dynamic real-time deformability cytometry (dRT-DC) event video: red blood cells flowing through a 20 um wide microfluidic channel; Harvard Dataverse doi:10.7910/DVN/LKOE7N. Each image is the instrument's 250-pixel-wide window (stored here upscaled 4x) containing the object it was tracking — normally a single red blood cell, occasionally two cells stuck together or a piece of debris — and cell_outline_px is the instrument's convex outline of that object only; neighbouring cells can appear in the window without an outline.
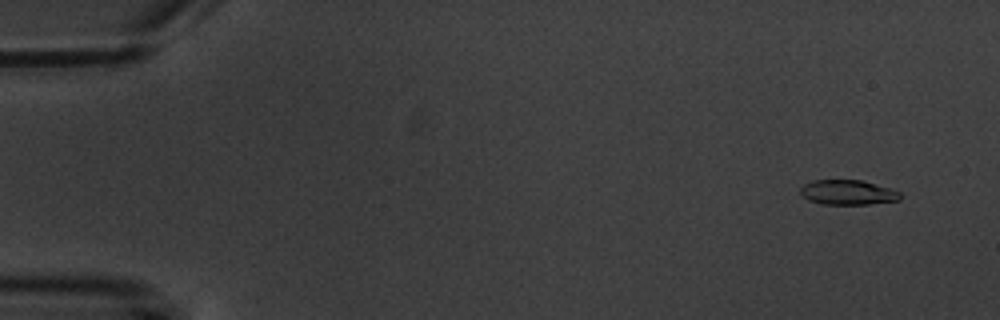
{"species": "common noctule bat (a hibernating species)", "species_latin": "Nyctalus noctula", "temperature_condition": "warm", "stored_images_in_passage": 6, "camera_frame_rate_fps": 3000, "um_per_image_px": 0.085, "animal": {"sex": "male", "body_mass_g": 20.1, "forearm_length_mm": 53.5}, "frame": {"image": 1, "passage_image": 2, "time_ms": 1.0, "image_size_px": [1000, 320], "cell_outline_px": [[900, 200], [868, 204], [820, 204], [808, 200], [800, 192], [800, 188], [804, 184], [812, 180], [860, 180], [888, 188], [900, 192]], "centroid_in_image_um": [72.02, 16.36], "position_along_channel_um": 13.0, "area_um2": 14.28}}